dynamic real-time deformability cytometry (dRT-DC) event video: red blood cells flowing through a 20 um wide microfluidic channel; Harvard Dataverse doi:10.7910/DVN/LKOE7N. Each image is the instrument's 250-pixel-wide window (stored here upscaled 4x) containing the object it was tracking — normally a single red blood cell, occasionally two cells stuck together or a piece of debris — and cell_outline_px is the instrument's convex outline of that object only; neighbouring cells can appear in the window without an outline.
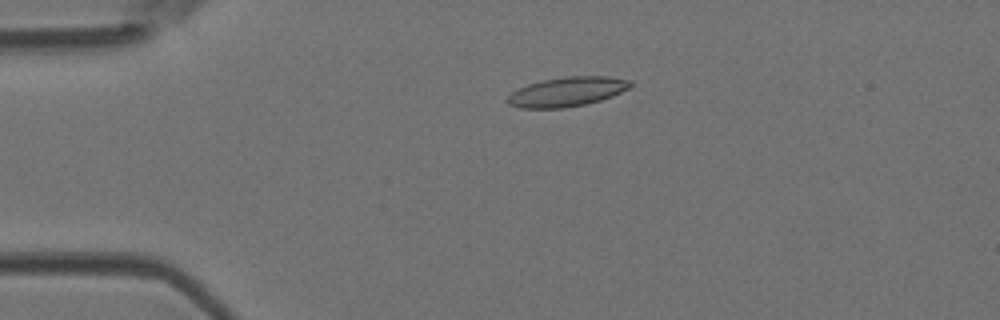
{"species": "Egyptian fruit bat (a non-hibernating species)", "species_latin": "Rousettus aegyptiacus", "temperature_condition": "room temperature", "stored_images_in_passage": 40, "camera_frame_rate_fps": 3000, "um_per_image_px": 0.085, "animal": {"sex": "female"}, "frame": {"image": 1, "passage_image": 1, "time_ms": 0.0, "image_size_px": [1000, 320], "cell_outline_px": [[632, 84], [628, 88], [612, 96], [600, 100], [584, 104], [564, 108], [520, 108], [508, 104], [504, 100], [512, 92], [528, 84], [544, 80], [568, 76], [608, 76], [632, 80]], "centroid_in_image_um": [48.19, 7.8], "position_along_channel_um": 36.8, "area_um2": 20.98}}
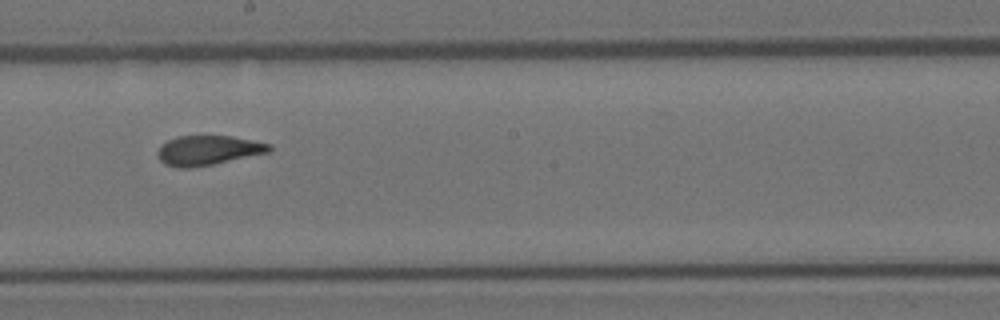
{"frame": {"image": 2, "passage_image": 18, "time_ms": 5.667, "image_size_px": [1000, 320], "cell_outline_px": [[272, 148], [268, 152], [212, 164], [192, 168], [180, 168], [164, 164], [160, 160], [156, 152], [160, 144], [176, 136], [232, 136], [272, 144]], "centroid_in_image_um": [17.64, 12.77], "position_along_channel_um": 230.6, "area_um2": 19.25}}
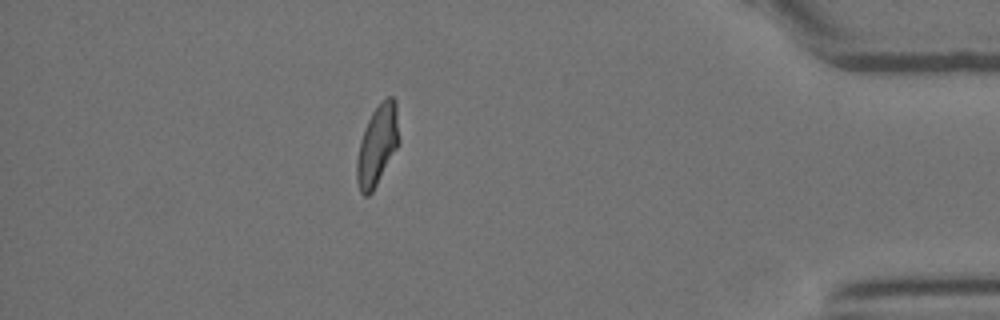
{"frame": {"image": 3, "passage_image": 34, "time_ms": 11.0, "image_size_px": [1000, 320], "cell_outline_px": [[400, 144], [372, 192], [368, 196], [364, 196], [360, 192], [356, 180], [356, 160], [360, 140], [368, 120], [372, 112], [388, 96], [392, 96], [396, 100], [400, 140]], "centroid_in_image_um": [32.08, 12.36], "position_along_channel_um": 403.1, "area_um2": 19.94}, "authors_computed_cell_mechanics": {"area_um2": 19.941, "velocity_mm_per_s": 4.0519, "shape_relaxation_time_tau1_ms": null, "shape_relaxation_time_tau2_ms": 1.4999, "deformation_change_tau1": null, "deformation_change_tau2": 0.0734}}